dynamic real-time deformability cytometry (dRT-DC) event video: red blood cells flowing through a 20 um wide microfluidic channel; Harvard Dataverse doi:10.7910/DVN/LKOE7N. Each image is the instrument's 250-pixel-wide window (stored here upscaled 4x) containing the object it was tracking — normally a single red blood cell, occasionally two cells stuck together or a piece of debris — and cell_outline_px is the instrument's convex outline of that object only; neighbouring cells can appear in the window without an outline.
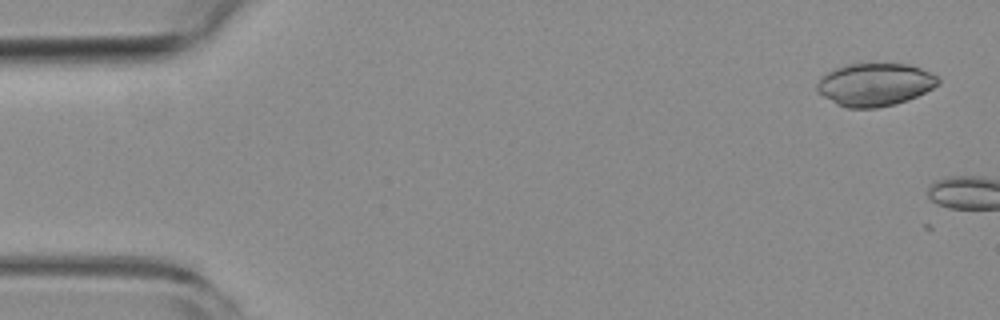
{"species": "common noctule bat (a hibernating species)", "species_latin": "Nyctalus noctula", "temperature_condition": "room temperature", "stored_images_in_passage": 2, "camera_frame_rate_fps": 3000, "um_per_image_px": 0.085, "animal": {"sex": "female", "body_mass_g": 19.3, "forearm_length_mm": 54.1}, "frame": {"image": 1, "passage_image": 1, "time_ms": 0.0, "image_size_px": [1000, 320], "cell_outline_px": [[940, 84], [908, 100], [896, 104], [876, 108], [848, 108], [836, 104], [824, 96], [816, 88], [816, 84], [820, 76], [844, 64], [908, 64], [920, 68], [936, 76], [940, 80]], "centroid_in_image_um": [74.35, 7.19], "position_along_channel_um": 10.7, "area_um2": 30.11}}